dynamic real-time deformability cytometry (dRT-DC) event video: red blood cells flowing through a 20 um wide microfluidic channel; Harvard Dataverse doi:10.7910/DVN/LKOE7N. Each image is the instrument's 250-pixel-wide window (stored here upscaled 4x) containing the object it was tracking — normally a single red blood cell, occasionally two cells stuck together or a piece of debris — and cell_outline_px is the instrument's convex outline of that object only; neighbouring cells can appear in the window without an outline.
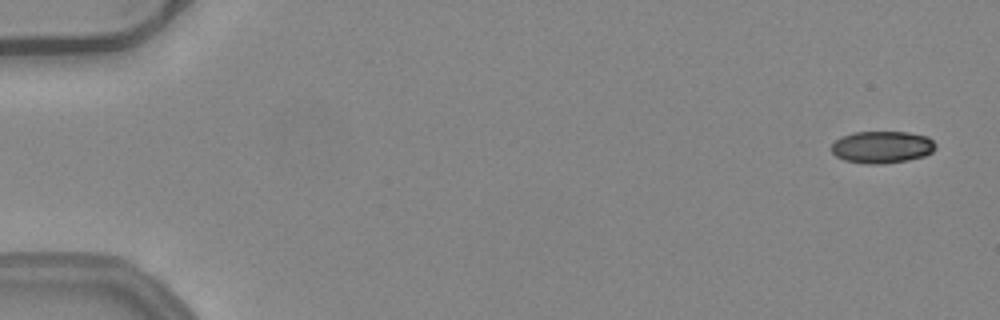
{"species": "common noctule bat (a hibernating species)", "species_latin": "Nyctalus noctula", "temperature_condition": "warm", "stored_images_in_passage": 51, "camera_frame_rate_fps": 3000, "um_per_image_px": 0.085, "animal": {"sex": "female", "body_mass_g": 24.6, "forearm_length_mm": 56.2}, "frame": {"image": 1, "passage_image": 1, "time_ms": 0.0, "image_size_px": [1000, 320], "cell_outline_px": [[936, 148], [932, 152], [924, 156], [908, 160], [884, 164], [868, 164], [844, 160], [836, 156], [832, 152], [832, 144], [840, 136], [852, 132], [908, 132], [928, 136], [936, 144]], "centroid_in_image_um": [74.98, 12.5], "position_along_channel_um": 10.0, "area_um2": 19.65}}
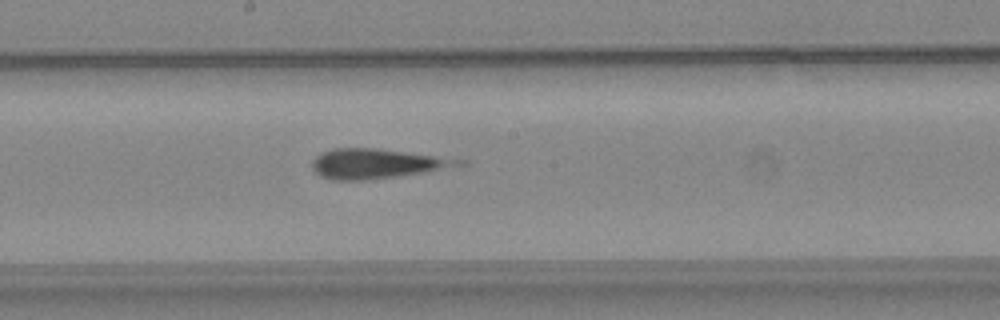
{"frame": {"image": 2, "passage_image": 28, "time_ms": 9.0, "image_size_px": [1000, 320], "cell_outline_px": [[468, 164], [396, 176], [364, 180], [332, 180], [320, 176], [312, 168], [312, 160], [316, 156], [332, 148], [376, 148], [468, 160]], "centroid_in_image_um": [31.99, 13.9], "position_along_channel_um": 216.2, "area_um2": 25.03}}
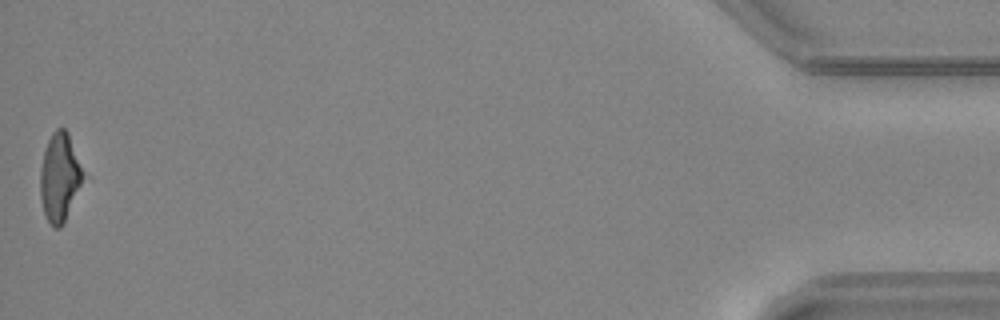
{"frame": {"image": 3, "passage_image": 51, "time_ms": 16.667, "image_size_px": [1000, 320], "cell_outline_px": [[88, 176], [64, 224], [60, 228], [52, 228], [44, 212], [40, 196], [40, 168], [44, 152], [48, 140], [52, 132], [56, 128], [64, 128], [68, 132]], "centroid_in_image_um": [5.14, 15.09], "position_along_channel_um": 430.1, "area_um2": 23.06}}